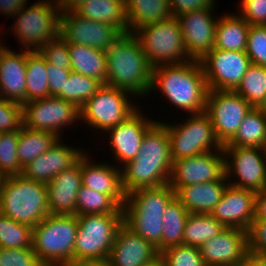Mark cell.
<instances>
[{
  "label": "cell",
  "mask_w": 266,
  "mask_h": 266,
  "mask_svg": "<svg viewBox=\"0 0 266 266\" xmlns=\"http://www.w3.org/2000/svg\"><path fill=\"white\" fill-rule=\"evenodd\" d=\"M50 97L46 60L39 51L27 50L26 102Z\"/></svg>",
  "instance_id": "836d02e7"
},
{
  "label": "cell",
  "mask_w": 266,
  "mask_h": 266,
  "mask_svg": "<svg viewBox=\"0 0 266 266\" xmlns=\"http://www.w3.org/2000/svg\"><path fill=\"white\" fill-rule=\"evenodd\" d=\"M33 228L0 214V247H32Z\"/></svg>",
  "instance_id": "ab89813d"
},
{
  "label": "cell",
  "mask_w": 266,
  "mask_h": 266,
  "mask_svg": "<svg viewBox=\"0 0 266 266\" xmlns=\"http://www.w3.org/2000/svg\"><path fill=\"white\" fill-rule=\"evenodd\" d=\"M190 115L191 118L188 117L189 119L183 124L170 125L165 123L173 161L223 150V146L215 136L210 116L206 112Z\"/></svg>",
  "instance_id": "30bf717a"
},
{
  "label": "cell",
  "mask_w": 266,
  "mask_h": 266,
  "mask_svg": "<svg viewBox=\"0 0 266 266\" xmlns=\"http://www.w3.org/2000/svg\"><path fill=\"white\" fill-rule=\"evenodd\" d=\"M207 266H241L248 253L247 232L226 227L199 247Z\"/></svg>",
  "instance_id": "d6986e66"
},
{
  "label": "cell",
  "mask_w": 266,
  "mask_h": 266,
  "mask_svg": "<svg viewBox=\"0 0 266 266\" xmlns=\"http://www.w3.org/2000/svg\"><path fill=\"white\" fill-rule=\"evenodd\" d=\"M213 9L203 8L176 17L191 59L201 60L215 46L218 18L212 17Z\"/></svg>",
  "instance_id": "ac0fdd59"
},
{
  "label": "cell",
  "mask_w": 266,
  "mask_h": 266,
  "mask_svg": "<svg viewBox=\"0 0 266 266\" xmlns=\"http://www.w3.org/2000/svg\"><path fill=\"white\" fill-rule=\"evenodd\" d=\"M73 261L108 259L123 213L77 215Z\"/></svg>",
  "instance_id": "9c48e42d"
},
{
  "label": "cell",
  "mask_w": 266,
  "mask_h": 266,
  "mask_svg": "<svg viewBox=\"0 0 266 266\" xmlns=\"http://www.w3.org/2000/svg\"><path fill=\"white\" fill-rule=\"evenodd\" d=\"M241 266H266V257L248 252Z\"/></svg>",
  "instance_id": "db71d44e"
},
{
  "label": "cell",
  "mask_w": 266,
  "mask_h": 266,
  "mask_svg": "<svg viewBox=\"0 0 266 266\" xmlns=\"http://www.w3.org/2000/svg\"><path fill=\"white\" fill-rule=\"evenodd\" d=\"M26 59L27 50L16 53L0 44V97L21 105L26 103Z\"/></svg>",
  "instance_id": "d4e9b609"
},
{
  "label": "cell",
  "mask_w": 266,
  "mask_h": 266,
  "mask_svg": "<svg viewBox=\"0 0 266 266\" xmlns=\"http://www.w3.org/2000/svg\"><path fill=\"white\" fill-rule=\"evenodd\" d=\"M133 34L141 43L142 50L153 68L191 60L184 46L179 22L174 16L139 27Z\"/></svg>",
  "instance_id": "ba28073f"
},
{
  "label": "cell",
  "mask_w": 266,
  "mask_h": 266,
  "mask_svg": "<svg viewBox=\"0 0 266 266\" xmlns=\"http://www.w3.org/2000/svg\"><path fill=\"white\" fill-rule=\"evenodd\" d=\"M223 147H257L266 149V114L252 108L241 122L235 136Z\"/></svg>",
  "instance_id": "1f68e13d"
},
{
  "label": "cell",
  "mask_w": 266,
  "mask_h": 266,
  "mask_svg": "<svg viewBox=\"0 0 266 266\" xmlns=\"http://www.w3.org/2000/svg\"><path fill=\"white\" fill-rule=\"evenodd\" d=\"M123 213L109 195L103 194L82 185L79 189L75 215Z\"/></svg>",
  "instance_id": "74e56055"
},
{
  "label": "cell",
  "mask_w": 266,
  "mask_h": 266,
  "mask_svg": "<svg viewBox=\"0 0 266 266\" xmlns=\"http://www.w3.org/2000/svg\"><path fill=\"white\" fill-rule=\"evenodd\" d=\"M130 92L124 89L102 85L100 89L80 108V120L99 130L107 131L125 121L136 110L127 98Z\"/></svg>",
  "instance_id": "8fae6325"
},
{
  "label": "cell",
  "mask_w": 266,
  "mask_h": 266,
  "mask_svg": "<svg viewBox=\"0 0 266 266\" xmlns=\"http://www.w3.org/2000/svg\"><path fill=\"white\" fill-rule=\"evenodd\" d=\"M245 52L251 64L266 67V26L250 25Z\"/></svg>",
  "instance_id": "7bdbcfd3"
},
{
  "label": "cell",
  "mask_w": 266,
  "mask_h": 266,
  "mask_svg": "<svg viewBox=\"0 0 266 266\" xmlns=\"http://www.w3.org/2000/svg\"><path fill=\"white\" fill-rule=\"evenodd\" d=\"M22 108L25 128L49 132L55 134L59 139L61 138L59 133L61 127H68L75 120L80 119L79 107L55 96L26 102Z\"/></svg>",
  "instance_id": "4fadbf2b"
},
{
  "label": "cell",
  "mask_w": 266,
  "mask_h": 266,
  "mask_svg": "<svg viewBox=\"0 0 266 266\" xmlns=\"http://www.w3.org/2000/svg\"><path fill=\"white\" fill-rule=\"evenodd\" d=\"M129 33L172 17L169 0H125Z\"/></svg>",
  "instance_id": "4dcf8cb0"
},
{
  "label": "cell",
  "mask_w": 266,
  "mask_h": 266,
  "mask_svg": "<svg viewBox=\"0 0 266 266\" xmlns=\"http://www.w3.org/2000/svg\"><path fill=\"white\" fill-rule=\"evenodd\" d=\"M76 12L89 20L109 23L122 34L129 33L125 0H89Z\"/></svg>",
  "instance_id": "f1b7e54d"
},
{
  "label": "cell",
  "mask_w": 266,
  "mask_h": 266,
  "mask_svg": "<svg viewBox=\"0 0 266 266\" xmlns=\"http://www.w3.org/2000/svg\"><path fill=\"white\" fill-rule=\"evenodd\" d=\"M122 33L113 25L89 20L76 11L62 10L60 36L68 43L107 50Z\"/></svg>",
  "instance_id": "2e32d148"
},
{
  "label": "cell",
  "mask_w": 266,
  "mask_h": 266,
  "mask_svg": "<svg viewBox=\"0 0 266 266\" xmlns=\"http://www.w3.org/2000/svg\"><path fill=\"white\" fill-rule=\"evenodd\" d=\"M247 240L248 252L266 257V220H253Z\"/></svg>",
  "instance_id": "c3c4849f"
},
{
  "label": "cell",
  "mask_w": 266,
  "mask_h": 266,
  "mask_svg": "<svg viewBox=\"0 0 266 266\" xmlns=\"http://www.w3.org/2000/svg\"><path fill=\"white\" fill-rule=\"evenodd\" d=\"M71 71L99 80L106 84L107 56L105 50L68 43Z\"/></svg>",
  "instance_id": "83f0119b"
},
{
  "label": "cell",
  "mask_w": 266,
  "mask_h": 266,
  "mask_svg": "<svg viewBox=\"0 0 266 266\" xmlns=\"http://www.w3.org/2000/svg\"><path fill=\"white\" fill-rule=\"evenodd\" d=\"M165 266H207L202 258L199 247L178 245L160 253Z\"/></svg>",
  "instance_id": "b9f144b4"
},
{
  "label": "cell",
  "mask_w": 266,
  "mask_h": 266,
  "mask_svg": "<svg viewBox=\"0 0 266 266\" xmlns=\"http://www.w3.org/2000/svg\"><path fill=\"white\" fill-rule=\"evenodd\" d=\"M19 130L0 132V177L21 175V167L17 157Z\"/></svg>",
  "instance_id": "60d3db41"
},
{
  "label": "cell",
  "mask_w": 266,
  "mask_h": 266,
  "mask_svg": "<svg viewBox=\"0 0 266 266\" xmlns=\"http://www.w3.org/2000/svg\"><path fill=\"white\" fill-rule=\"evenodd\" d=\"M106 85L141 96L150 93L153 67L133 33L122 34L107 50Z\"/></svg>",
  "instance_id": "3957f363"
},
{
  "label": "cell",
  "mask_w": 266,
  "mask_h": 266,
  "mask_svg": "<svg viewBox=\"0 0 266 266\" xmlns=\"http://www.w3.org/2000/svg\"><path fill=\"white\" fill-rule=\"evenodd\" d=\"M0 214L33 228L50 214L47 185L22 175L1 177Z\"/></svg>",
  "instance_id": "5b68a950"
},
{
  "label": "cell",
  "mask_w": 266,
  "mask_h": 266,
  "mask_svg": "<svg viewBox=\"0 0 266 266\" xmlns=\"http://www.w3.org/2000/svg\"><path fill=\"white\" fill-rule=\"evenodd\" d=\"M238 13L252 26H266V0H242Z\"/></svg>",
  "instance_id": "7dc6e473"
},
{
  "label": "cell",
  "mask_w": 266,
  "mask_h": 266,
  "mask_svg": "<svg viewBox=\"0 0 266 266\" xmlns=\"http://www.w3.org/2000/svg\"><path fill=\"white\" fill-rule=\"evenodd\" d=\"M209 90H235L251 61L243 51L213 48L201 60Z\"/></svg>",
  "instance_id": "9a60e30c"
},
{
  "label": "cell",
  "mask_w": 266,
  "mask_h": 266,
  "mask_svg": "<svg viewBox=\"0 0 266 266\" xmlns=\"http://www.w3.org/2000/svg\"><path fill=\"white\" fill-rule=\"evenodd\" d=\"M86 153L81 156L82 185L109 195L120 207L125 203L126 194L121 182V167L110 166L104 162L94 164Z\"/></svg>",
  "instance_id": "484cf974"
},
{
  "label": "cell",
  "mask_w": 266,
  "mask_h": 266,
  "mask_svg": "<svg viewBox=\"0 0 266 266\" xmlns=\"http://www.w3.org/2000/svg\"><path fill=\"white\" fill-rule=\"evenodd\" d=\"M234 91L252 107L261 108L266 102V67L251 64Z\"/></svg>",
  "instance_id": "8d00e7d4"
},
{
  "label": "cell",
  "mask_w": 266,
  "mask_h": 266,
  "mask_svg": "<svg viewBox=\"0 0 266 266\" xmlns=\"http://www.w3.org/2000/svg\"><path fill=\"white\" fill-rule=\"evenodd\" d=\"M172 165L169 134L165 123L156 121L146 131L136 158L126 162L121 169L125 194L169 183Z\"/></svg>",
  "instance_id": "6da1fadb"
},
{
  "label": "cell",
  "mask_w": 266,
  "mask_h": 266,
  "mask_svg": "<svg viewBox=\"0 0 266 266\" xmlns=\"http://www.w3.org/2000/svg\"><path fill=\"white\" fill-rule=\"evenodd\" d=\"M38 51L47 63L58 66V68L71 70L68 42H66L61 36L48 42Z\"/></svg>",
  "instance_id": "ee69618b"
},
{
  "label": "cell",
  "mask_w": 266,
  "mask_h": 266,
  "mask_svg": "<svg viewBox=\"0 0 266 266\" xmlns=\"http://www.w3.org/2000/svg\"><path fill=\"white\" fill-rule=\"evenodd\" d=\"M223 150L202 153L173 161L169 185L176 191L181 186L221 180L225 175Z\"/></svg>",
  "instance_id": "e0dca14e"
},
{
  "label": "cell",
  "mask_w": 266,
  "mask_h": 266,
  "mask_svg": "<svg viewBox=\"0 0 266 266\" xmlns=\"http://www.w3.org/2000/svg\"><path fill=\"white\" fill-rule=\"evenodd\" d=\"M250 24L239 14H227L217 20L214 48L246 51Z\"/></svg>",
  "instance_id": "f546056e"
},
{
  "label": "cell",
  "mask_w": 266,
  "mask_h": 266,
  "mask_svg": "<svg viewBox=\"0 0 266 266\" xmlns=\"http://www.w3.org/2000/svg\"><path fill=\"white\" fill-rule=\"evenodd\" d=\"M78 231L77 215H51L32 231V249L44 266H65L73 261Z\"/></svg>",
  "instance_id": "8992f818"
},
{
  "label": "cell",
  "mask_w": 266,
  "mask_h": 266,
  "mask_svg": "<svg viewBox=\"0 0 266 266\" xmlns=\"http://www.w3.org/2000/svg\"><path fill=\"white\" fill-rule=\"evenodd\" d=\"M156 87L172 104L189 114L206 111L209 89L200 60L154 67L150 91Z\"/></svg>",
  "instance_id": "7a4b0ae2"
},
{
  "label": "cell",
  "mask_w": 266,
  "mask_h": 266,
  "mask_svg": "<svg viewBox=\"0 0 266 266\" xmlns=\"http://www.w3.org/2000/svg\"><path fill=\"white\" fill-rule=\"evenodd\" d=\"M47 185L48 209L51 215H75L80 187L81 157L66 170L57 174Z\"/></svg>",
  "instance_id": "cb8c5ba5"
},
{
  "label": "cell",
  "mask_w": 266,
  "mask_h": 266,
  "mask_svg": "<svg viewBox=\"0 0 266 266\" xmlns=\"http://www.w3.org/2000/svg\"><path fill=\"white\" fill-rule=\"evenodd\" d=\"M170 12L174 17L203 8L215 7V0H169Z\"/></svg>",
  "instance_id": "f907efd6"
},
{
  "label": "cell",
  "mask_w": 266,
  "mask_h": 266,
  "mask_svg": "<svg viewBox=\"0 0 266 266\" xmlns=\"http://www.w3.org/2000/svg\"><path fill=\"white\" fill-rule=\"evenodd\" d=\"M226 175L218 181L181 186L175 191V197L193 214H211L219 203L228 185ZM225 181H227L225 183Z\"/></svg>",
  "instance_id": "4316f807"
},
{
  "label": "cell",
  "mask_w": 266,
  "mask_h": 266,
  "mask_svg": "<svg viewBox=\"0 0 266 266\" xmlns=\"http://www.w3.org/2000/svg\"><path fill=\"white\" fill-rule=\"evenodd\" d=\"M255 191L227 185L211 215L225 227L246 232L254 219Z\"/></svg>",
  "instance_id": "ffe728a7"
},
{
  "label": "cell",
  "mask_w": 266,
  "mask_h": 266,
  "mask_svg": "<svg viewBox=\"0 0 266 266\" xmlns=\"http://www.w3.org/2000/svg\"><path fill=\"white\" fill-rule=\"evenodd\" d=\"M65 266H110L108 259L71 261Z\"/></svg>",
  "instance_id": "11a10c76"
},
{
  "label": "cell",
  "mask_w": 266,
  "mask_h": 266,
  "mask_svg": "<svg viewBox=\"0 0 266 266\" xmlns=\"http://www.w3.org/2000/svg\"><path fill=\"white\" fill-rule=\"evenodd\" d=\"M225 228L211 214L189 213L183 232V245L200 247Z\"/></svg>",
  "instance_id": "d590c367"
},
{
  "label": "cell",
  "mask_w": 266,
  "mask_h": 266,
  "mask_svg": "<svg viewBox=\"0 0 266 266\" xmlns=\"http://www.w3.org/2000/svg\"><path fill=\"white\" fill-rule=\"evenodd\" d=\"M62 10L76 11L81 5L89 0H60Z\"/></svg>",
  "instance_id": "9f6ffc18"
},
{
  "label": "cell",
  "mask_w": 266,
  "mask_h": 266,
  "mask_svg": "<svg viewBox=\"0 0 266 266\" xmlns=\"http://www.w3.org/2000/svg\"><path fill=\"white\" fill-rule=\"evenodd\" d=\"M188 216V210L176 197L167 204L162 214L161 252L172 246L183 245V232Z\"/></svg>",
  "instance_id": "d6a6232c"
},
{
  "label": "cell",
  "mask_w": 266,
  "mask_h": 266,
  "mask_svg": "<svg viewBox=\"0 0 266 266\" xmlns=\"http://www.w3.org/2000/svg\"><path fill=\"white\" fill-rule=\"evenodd\" d=\"M56 3V4H55ZM61 1H43L23 6L14 16L13 32L22 49L38 51L42 46L60 36Z\"/></svg>",
  "instance_id": "52a82bcc"
},
{
  "label": "cell",
  "mask_w": 266,
  "mask_h": 266,
  "mask_svg": "<svg viewBox=\"0 0 266 266\" xmlns=\"http://www.w3.org/2000/svg\"><path fill=\"white\" fill-rule=\"evenodd\" d=\"M143 266H165L164 265V262L162 260V257L159 256L157 259H155L154 261L146 264V265H143Z\"/></svg>",
  "instance_id": "6f0895ef"
},
{
  "label": "cell",
  "mask_w": 266,
  "mask_h": 266,
  "mask_svg": "<svg viewBox=\"0 0 266 266\" xmlns=\"http://www.w3.org/2000/svg\"><path fill=\"white\" fill-rule=\"evenodd\" d=\"M223 151L226 158L225 172L227 179L233 178L232 175L238 177V181L228 182L229 185L255 192L266 189L265 148L223 147ZM227 157L232 160L227 159Z\"/></svg>",
  "instance_id": "5bb4252c"
},
{
  "label": "cell",
  "mask_w": 266,
  "mask_h": 266,
  "mask_svg": "<svg viewBox=\"0 0 266 266\" xmlns=\"http://www.w3.org/2000/svg\"><path fill=\"white\" fill-rule=\"evenodd\" d=\"M261 109H262L263 112L266 114V102L262 105Z\"/></svg>",
  "instance_id": "680465c9"
},
{
  "label": "cell",
  "mask_w": 266,
  "mask_h": 266,
  "mask_svg": "<svg viewBox=\"0 0 266 266\" xmlns=\"http://www.w3.org/2000/svg\"><path fill=\"white\" fill-rule=\"evenodd\" d=\"M0 266H44L32 247L1 248Z\"/></svg>",
  "instance_id": "f6af8a7d"
},
{
  "label": "cell",
  "mask_w": 266,
  "mask_h": 266,
  "mask_svg": "<svg viewBox=\"0 0 266 266\" xmlns=\"http://www.w3.org/2000/svg\"><path fill=\"white\" fill-rule=\"evenodd\" d=\"M22 127V105L0 97V132H12Z\"/></svg>",
  "instance_id": "bcb514c9"
},
{
  "label": "cell",
  "mask_w": 266,
  "mask_h": 266,
  "mask_svg": "<svg viewBox=\"0 0 266 266\" xmlns=\"http://www.w3.org/2000/svg\"><path fill=\"white\" fill-rule=\"evenodd\" d=\"M59 138L52 133L27 129L19 130L17 157L21 167H25L39 155L47 152Z\"/></svg>",
  "instance_id": "e575fe53"
},
{
  "label": "cell",
  "mask_w": 266,
  "mask_h": 266,
  "mask_svg": "<svg viewBox=\"0 0 266 266\" xmlns=\"http://www.w3.org/2000/svg\"><path fill=\"white\" fill-rule=\"evenodd\" d=\"M143 117L137 109L125 121L107 130L113 155L123 165L136 158L146 131L156 122Z\"/></svg>",
  "instance_id": "44dd1931"
},
{
  "label": "cell",
  "mask_w": 266,
  "mask_h": 266,
  "mask_svg": "<svg viewBox=\"0 0 266 266\" xmlns=\"http://www.w3.org/2000/svg\"><path fill=\"white\" fill-rule=\"evenodd\" d=\"M60 139L45 153L23 167L21 175L29 180L49 183L57 174L75 164L83 150L66 146Z\"/></svg>",
  "instance_id": "603a6c76"
},
{
  "label": "cell",
  "mask_w": 266,
  "mask_h": 266,
  "mask_svg": "<svg viewBox=\"0 0 266 266\" xmlns=\"http://www.w3.org/2000/svg\"><path fill=\"white\" fill-rule=\"evenodd\" d=\"M46 69L48 73V85L50 96H55L64 99V84L68 79L71 70L58 68L51 63L46 62Z\"/></svg>",
  "instance_id": "681fc988"
},
{
  "label": "cell",
  "mask_w": 266,
  "mask_h": 266,
  "mask_svg": "<svg viewBox=\"0 0 266 266\" xmlns=\"http://www.w3.org/2000/svg\"><path fill=\"white\" fill-rule=\"evenodd\" d=\"M252 108L233 90L208 91L205 112L210 116L215 136L222 146L235 136Z\"/></svg>",
  "instance_id": "7c38bea8"
},
{
  "label": "cell",
  "mask_w": 266,
  "mask_h": 266,
  "mask_svg": "<svg viewBox=\"0 0 266 266\" xmlns=\"http://www.w3.org/2000/svg\"><path fill=\"white\" fill-rule=\"evenodd\" d=\"M253 220H266V189L255 194Z\"/></svg>",
  "instance_id": "816d5d0a"
},
{
  "label": "cell",
  "mask_w": 266,
  "mask_h": 266,
  "mask_svg": "<svg viewBox=\"0 0 266 266\" xmlns=\"http://www.w3.org/2000/svg\"><path fill=\"white\" fill-rule=\"evenodd\" d=\"M102 85L99 80L71 71L64 84V99L81 108Z\"/></svg>",
  "instance_id": "f35d334b"
},
{
  "label": "cell",
  "mask_w": 266,
  "mask_h": 266,
  "mask_svg": "<svg viewBox=\"0 0 266 266\" xmlns=\"http://www.w3.org/2000/svg\"><path fill=\"white\" fill-rule=\"evenodd\" d=\"M28 0H0V11L5 15H15Z\"/></svg>",
  "instance_id": "f5cc1de1"
},
{
  "label": "cell",
  "mask_w": 266,
  "mask_h": 266,
  "mask_svg": "<svg viewBox=\"0 0 266 266\" xmlns=\"http://www.w3.org/2000/svg\"><path fill=\"white\" fill-rule=\"evenodd\" d=\"M175 191L169 183L134 190L126 195L122 206L123 224L132 232L152 243L161 253L162 214Z\"/></svg>",
  "instance_id": "277c9868"
},
{
  "label": "cell",
  "mask_w": 266,
  "mask_h": 266,
  "mask_svg": "<svg viewBox=\"0 0 266 266\" xmlns=\"http://www.w3.org/2000/svg\"><path fill=\"white\" fill-rule=\"evenodd\" d=\"M160 256L157 248L124 224L118 229L110 250V266H143Z\"/></svg>",
  "instance_id": "7402d4cb"
}]
</instances>
